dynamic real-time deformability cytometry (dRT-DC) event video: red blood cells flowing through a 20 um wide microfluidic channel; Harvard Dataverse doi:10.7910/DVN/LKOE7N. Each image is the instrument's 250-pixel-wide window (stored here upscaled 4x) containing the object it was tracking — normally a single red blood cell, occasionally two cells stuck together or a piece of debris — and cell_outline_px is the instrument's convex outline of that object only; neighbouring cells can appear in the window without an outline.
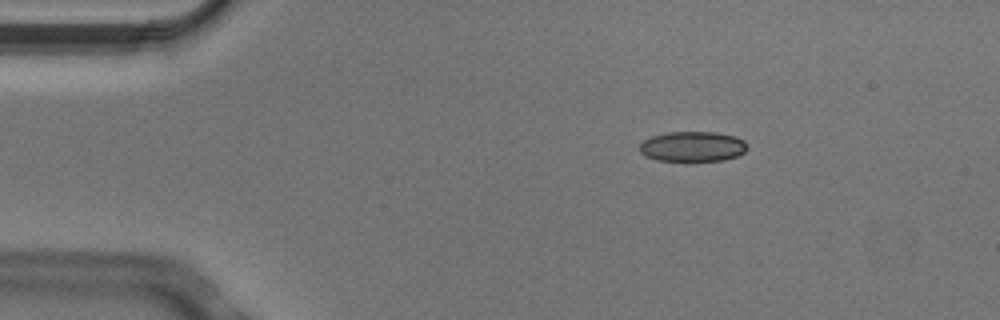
{"species": "Egyptian fruit bat (a non-hibernating species)", "species_latin": "Rousettus aegyptiacus", "temperature_condition": "cold", "stored_images_in_passage": 4, "camera_frame_rate_fps": 3000, "um_per_image_px": 0.085, "animal": {"sex": "male"}, "frame": {"image": 1, "passage_image": 3, "time_ms": 0.667, "image_size_px": [1000, 320], "cell_outline_px": [[748, 148], [744, 152], [736, 156], [724, 160], [656, 160], [644, 156], [640, 152], [640, 144], [644, 140], [652, 136], [668, 132], [716, 132], [736, 136], [744, 140]], "centroid_in_image_um": [58.87, 12.44], "position_along_channel_um": 26.1, "area_um2": 18.84}}